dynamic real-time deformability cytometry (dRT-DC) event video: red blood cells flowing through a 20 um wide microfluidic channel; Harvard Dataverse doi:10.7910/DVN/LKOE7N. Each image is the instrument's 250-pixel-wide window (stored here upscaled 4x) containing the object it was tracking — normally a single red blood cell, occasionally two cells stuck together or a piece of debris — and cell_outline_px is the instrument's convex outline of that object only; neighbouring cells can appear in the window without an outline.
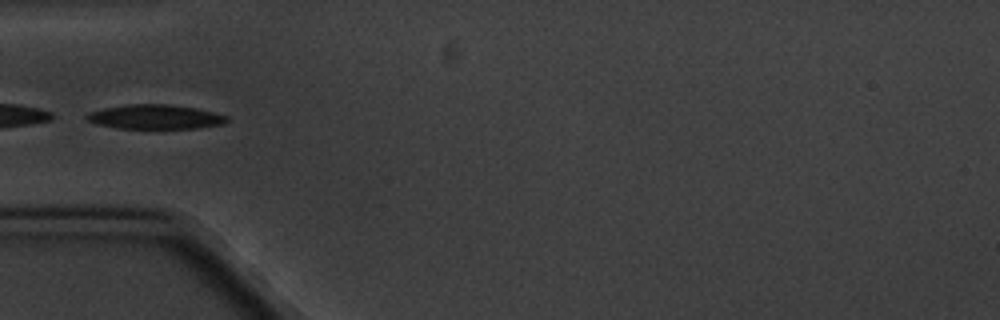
{"species": "common noctule bat (a hibernating species)", "species_latin": "Nyctalus noctula", "temperature_condition": "cold", "stored_images_in_passage": 5, "camera_frame_rate_fps": 3000, "um_per_image_px": 0.085, "animal": {"sex": "male", "body_mass_g": 20.1, "forearm_length_mm": 53.5}, "frame": {"image": 1, "passage_image": 5, "time_ms": 4.667, "image_size_px": [1000, 320], "cell_outline_px": [[228, 120], [224, 124], [196, 128], [116, 128], [96, 124], [88, 120], [84, 116], [88, 112], [104, 108], [124, 104], [168, 104], [196, 108], [228, 116]], "centroid_in_image_um": [13.16, 9.93], "position_along_channel_um": 71.8, "area_um2": 19.94}}